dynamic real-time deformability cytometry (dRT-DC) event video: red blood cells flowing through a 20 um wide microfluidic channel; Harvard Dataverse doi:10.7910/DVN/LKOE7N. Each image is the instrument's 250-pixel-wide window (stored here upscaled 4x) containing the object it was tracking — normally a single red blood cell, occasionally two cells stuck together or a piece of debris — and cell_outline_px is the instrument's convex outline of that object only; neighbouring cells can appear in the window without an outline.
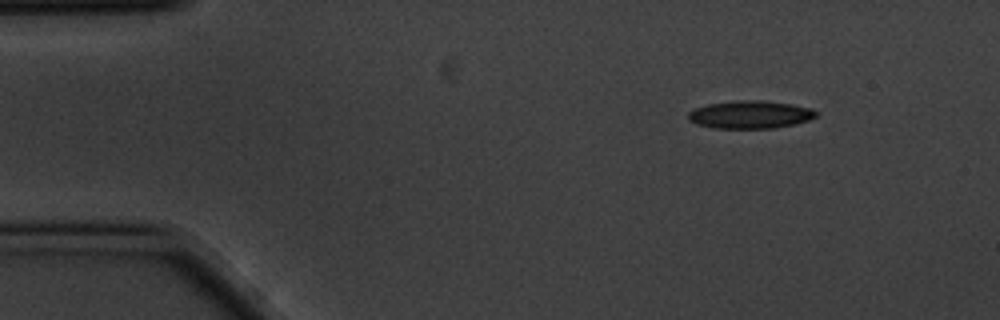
{"species": "common noctule bat (a hibernating species)", "species_latin": "Nyctalus noctula", "temperature_condition": "cold", "stored_images_in_passage": 3, "camera_frame_rate_fps": 3000, "um_per_image_px": 0.085, "animal": {"sex": "male", "body_mass_g": 20.1, "forearm_length_mm": 53.5}, "frame": {"image": 1, "passage_image": 1, "time_ms": 0.0, "image_size_px": [1000, 320], "cell_outline_px": [[816, 116], [808, 120], [796, 124], [772, 128], [716, 128], [696, 124], [688, 120], [688, 112], [696, 108], [708, 104], [740, 100], [760, 100], [792, 104], [812, 108], [816, 112]], "centroid_in_image_um": [63.76, 9.74], "position_along_channel_um": 21.2, "area_um2": 20.63}}
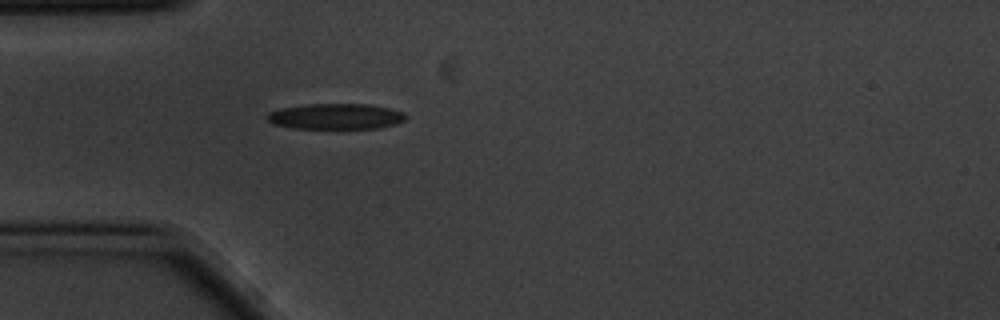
{"frame": {"image": 2, "passage_image": 3, "time_ms": 0.667, "image_size_px": [1000, 320], "cell_outline_px": [[408, 116], [404, 120], [396, 124], [380, 128], [296, 128], [272, 124], [264, 116], [268, 112], [280, 108], [308, 104], [368, 104], [388, 108], [404, 112]], "centroid_in_image_um": [28.53, 9.89], "position_along_channel_um": 56.5, "area_um2": 20.81}}